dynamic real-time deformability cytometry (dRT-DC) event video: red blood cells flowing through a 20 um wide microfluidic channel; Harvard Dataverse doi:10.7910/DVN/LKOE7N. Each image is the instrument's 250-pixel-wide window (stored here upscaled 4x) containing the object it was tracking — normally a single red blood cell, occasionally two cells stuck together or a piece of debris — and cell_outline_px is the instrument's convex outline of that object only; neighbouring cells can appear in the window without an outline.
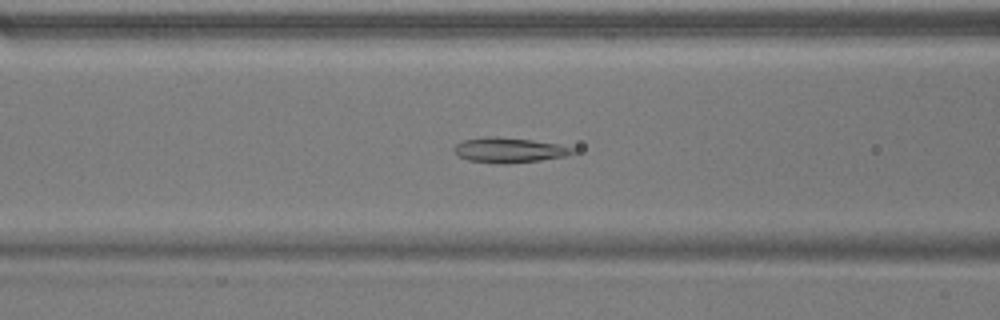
{"species": "common noctule bat (a hibernating species)", "species_latin": "Nyctalus noctula", "temperature_condition": "warm", "stored_images_in_passage": 54, "camera_frame_rate_fps": 3000, "um_per_image_px": 0.085, "animal": {"sex": "male", "body_mass_g": 17.9}, "frame": {"image": 1, "passage_image": 22, "time_ms": 7.0, "image_size_px": [1000, 320], "cell_outline_px": [[576, 152], [568, 156], [540, 160], [504, 164], [496, 164], [468, 160], [452, 152], [452, 148], [456, 144], [464, 140], [484, 136], [496, 136], [532, 140], [556, 144], [572, 148]], "centroid_in_image_um": [43.23, 12.76], "position_along_channel_um": 123.4, "area_um2": 17.4}}
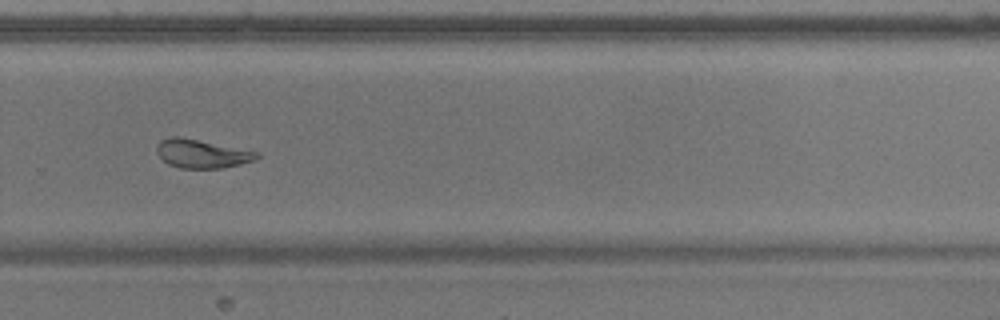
{"frame": {"image": 2, "passage_image": 37, "time_ms": 12.0, "image_size_px": [1000, 320], "cell_outline_px": [[260, 156], [252, 160], [240, 164], [220, 168], [180, 168], [168, 164], [156, 152], [156, 148], [160, 140], [172, 136], [180, 136], [260, 152]], "centroid_in_image_um": [17.14, 13.05], "position_along_channel_um": 312.7, "area_um2": 16.59}}
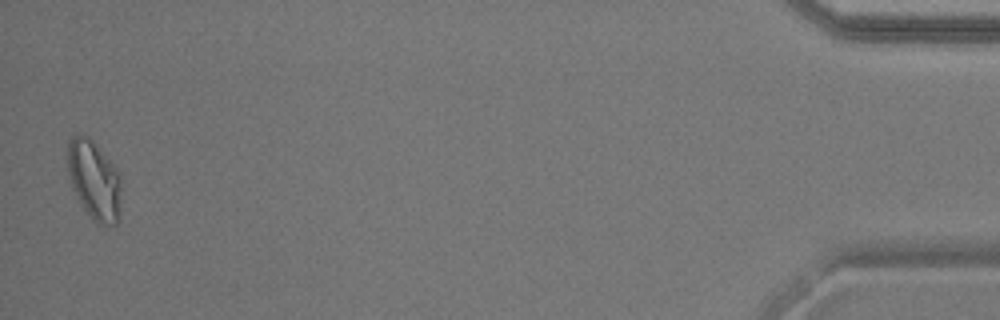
{"frame": {"image": 3, "passage_image": 53, "time_ms": 17.333, "image_size_px": [1000, 320], "cell_outline_px": [[120, 220], [112, 228], [96, 224], [84, 208], [72, 188], [68, 172], [68, 144], [72, 136], [80, 132], [88, 136], [92, 140], [116, 168], [120, 176]], "centroid_in_image_um": [8.02, 15.35], "position_along_channel_um": 427.2, "area_um2": 24.97}, "authors_computed_cell_mechanics": {"area_um2": 19.1896, "velocity_mm_per_s": 3.7897, "shape_relaxation_time_tau1_ms": 6.7494, "shape_relaxation_time_tau2_ms": 2.1352, "deformation_change_tau1": 0.1814, "deformation_change_tau2": 0.0895}}